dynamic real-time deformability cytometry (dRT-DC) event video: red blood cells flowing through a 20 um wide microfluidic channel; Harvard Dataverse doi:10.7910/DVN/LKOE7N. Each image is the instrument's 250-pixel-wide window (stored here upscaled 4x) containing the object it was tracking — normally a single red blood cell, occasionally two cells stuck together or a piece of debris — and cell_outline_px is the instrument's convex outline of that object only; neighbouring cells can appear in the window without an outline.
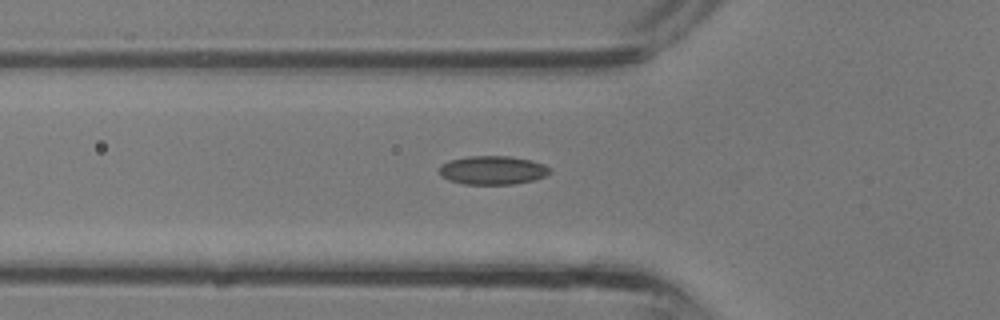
{"species": "common noctule bat (a hibernating species)", "species_latin": "Nyctalus noctula", "temperature_condition": "room temperature", "stored_images_in_passage": 35, "camera_frame_rate_fps": 3000, "um_per_image_px": 0.085, "animal": {"sex": "male", "body_mass_g": 13.3}, "frame": {"image": 1, "passage_image": 12, "time_ms": 3.667, "image_size_px": [1000, 320], "cell_outline_px": [[552, 172], [544, 176], [532, 180], [512, 184], [464, 184], [448, 180], [440, 172], [440, 164], [448, 160], [468, 156], [508, 156], [532, 160], [544, 164], [552, 168]], "centroid_in_image_um": [41.89, 14.45], "position_along_channel_um": 83.9, "area_um2": 18.5}}
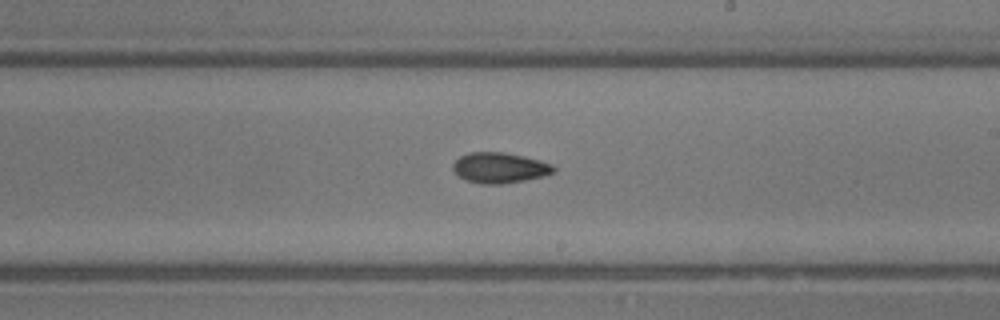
{"frame": {"image": 2, "passage_image": 20, "time_ms": 6.333, "image_size_px": [1000, 320], "cell_outline_px": [[556, 172], [544, 176], [524, 180], [500, 184], [480, 184], [464, 180], [452, 168], [452, 164], [460, 156], [472, 152], [504, 152], [524, 156], [540, 160], [552, 164], [556, 168]], "centroid_in_image_um": [42.49, 14.26], "position_along_channel_um": 246.5, "area_um2": 17.98}}
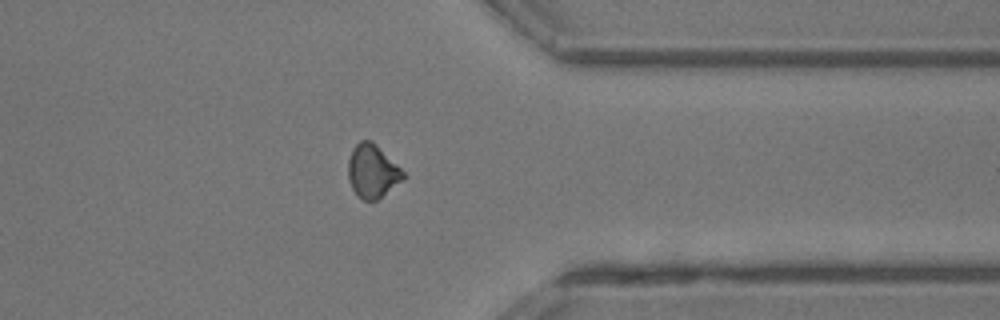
{"frame": {"image": 3, "passage_image": 27, "time_ms": 8.667, "image_size_px": [1000, 320], "cell_outline_px": [[408, 176], [376, 200], [364, 200], [352, 188], [348, 176], [348, 160], [352, 148], [360, 140], [372, 140]], "centroid_in_image_um": [31.65, 14.52], "position_along_channel_um": 379.7, "area_um2": 16.88}}